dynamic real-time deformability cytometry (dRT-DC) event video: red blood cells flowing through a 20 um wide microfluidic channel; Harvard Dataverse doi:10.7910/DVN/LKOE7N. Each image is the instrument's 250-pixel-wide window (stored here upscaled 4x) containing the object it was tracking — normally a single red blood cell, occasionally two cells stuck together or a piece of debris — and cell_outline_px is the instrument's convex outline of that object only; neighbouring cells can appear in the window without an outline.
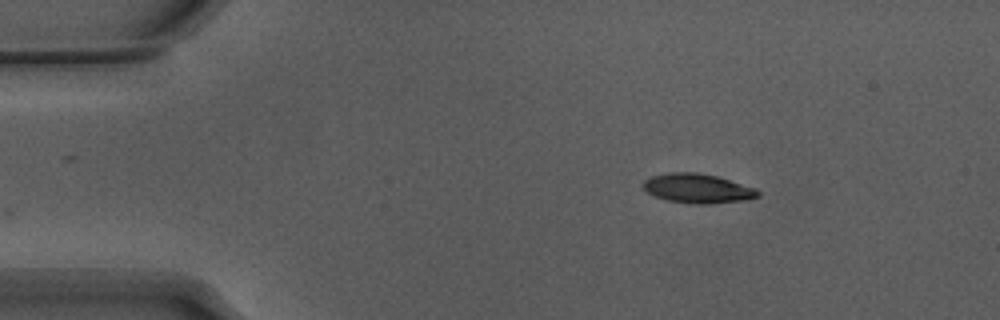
{"species": "Egyptian fruit bat (a non-hibernating species)", "species_latin": "Rousettus aegyptiacus", "temperature_condition": "warm", "stored_images_in_passage": 46, "camera_frame_rate_fps": 3000, "um_per_image_px": 0.085, "animal": {"sex": "male"}, "frame": {"image": 1, "passage_image": 1, "time_ms": 0.0, "image_size_px": [1000, 320], "cell_outline_px": [[760, 196], [744, 200], [708, 204], [696, 204], [668, 200], [656, 196], [648, 192], [640, 184], [644, 180], [652, 176], [668, 172], [696, 172], [716, 176], [756, 188], [760, 192]], "centroid_in_image_um": [59.29, 16.01], "position_along_channel_um": 25.7, "area_um2": 19.54}}
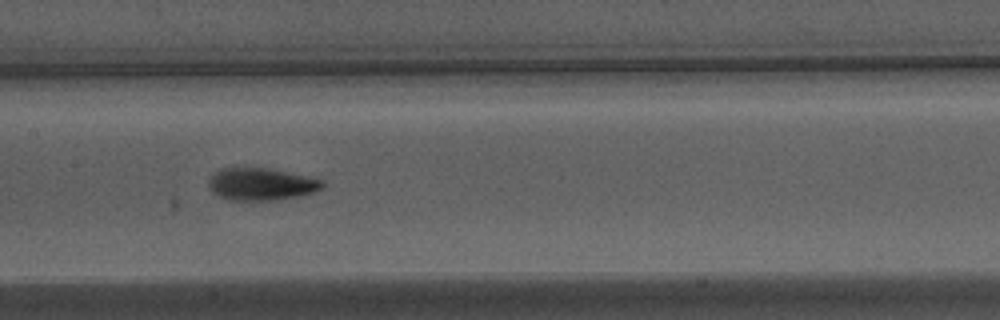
{"frame": {"image": 2, "passage_image": 19, "time_ms": 6.0, "image_size_px": [1000, 320], "cell_outline_px": [[324, 188], [300, 196], [276, 200], [228, 200], [212, 192], [208, 184], [208, 180], [212, 172], [220, 168], [268, 168], [324, 180]], "centroid_in_image_um": [22.17, 15.65], "position_along_channel_um": 185.2, "area_um2": 21.5}}
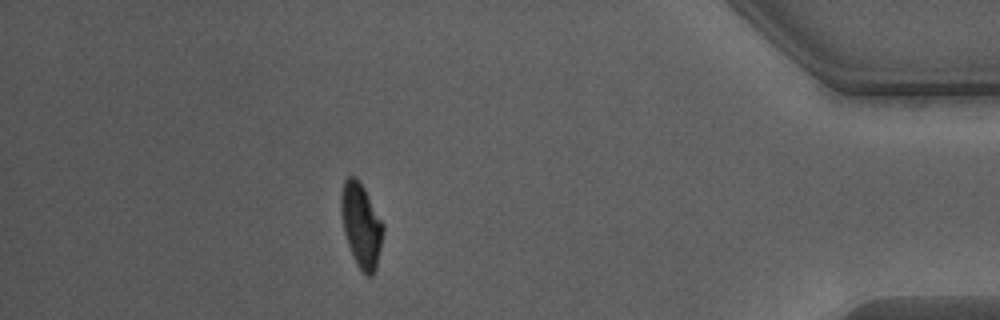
{"frame": {"image": 3, "passage_image": 40, "time_ms": 13.0, "image_size_px": [1000, 320], "cell_outline_px": [[384, 232], [376, 268], [372, 276], [364, 276], [356, 264], [352, 256], [344, 232], [340, 212], [340, 196], [344, 180], [348, 176], [356, 176], [360, 180], [384, 224]], "centroid_in_image_um": [30.69, 19.14], "position_along_channel_um": 404.5, "area_um2": 20.98}, "authors_computed_cell_mechanics": {"area_um2": 20.5768, "velocity_mm_per_s": 3.8306, "shape_relaxation_time_tau1_ms": 3.2364, "shape_relaxation_time_tau2_ms": 2.2689, "deformation_change_tau1": 0.1588, "deformation_change_tau2": 0.081}}